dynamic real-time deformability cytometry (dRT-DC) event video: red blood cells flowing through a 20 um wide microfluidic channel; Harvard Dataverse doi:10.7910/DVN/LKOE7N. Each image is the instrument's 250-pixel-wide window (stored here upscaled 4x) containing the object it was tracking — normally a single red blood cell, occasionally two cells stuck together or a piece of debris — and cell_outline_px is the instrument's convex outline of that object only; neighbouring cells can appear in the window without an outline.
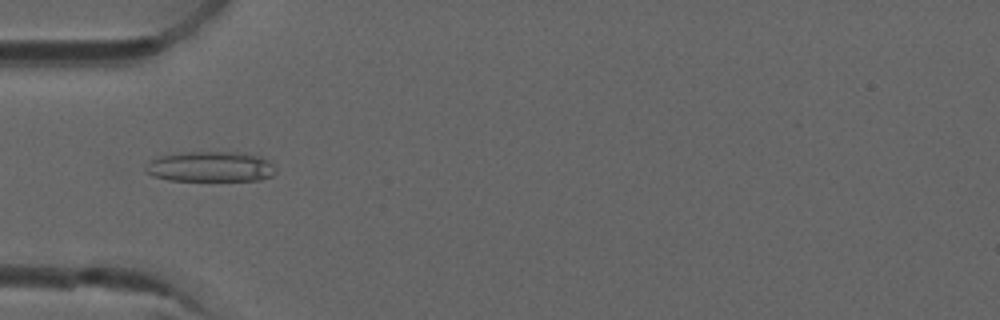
{"species": "common noctule bat (a hibernating species)", "species_latin": "Nyctalus noctula", "temperature_condition": "room temperature", "stored_images_in_passage": 7, "camera_frame_rate_fps": 3000, "um_per_image_px": 0.085, "animal": {"sex": "male", "forearm_length_mm": 52.5}, "frame": {"image": 1, "passage_image": 4, "time_ms": 1.0, "image_size_px": [1000, 320], "cell_outline_px": [[276, 172], [272, 176], [260, 180], [168, 180], [152, 176], [144, 172], [144, 168], [156, 156], [188, 152], [244, 152], [260, 156], [268, 160], [276, 168]], "centroid_in_image_um": [17.9, 14.16], "position_along_channel_um": 67.1, "area_um2": 23.18}}
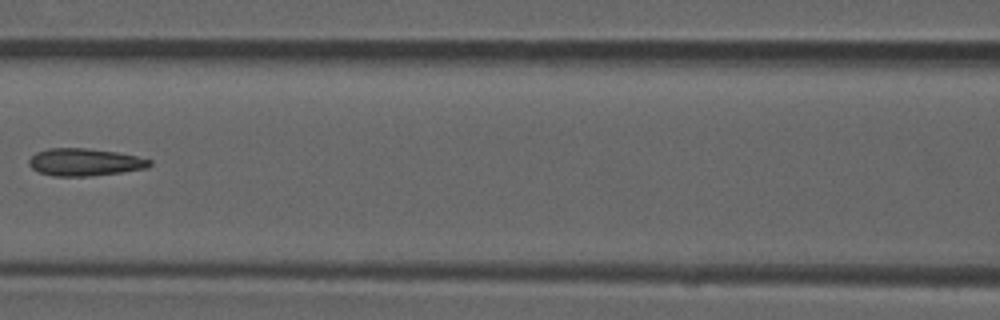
{"frame": {"image": 2, "passage_image": 6, "time_ms": 1.667, "image_size_px": [1000, 320], "cell_outline_px": [[152, 164], [148, 168], [92, 176], [52, 176], [40, 172], [32, 168], [28, 164], [28, 160], [36, 152], [48, 148], [88, 148], [116, 152], [136, 156], [152, 160]], "centroid_in_image_um": [7.2, 13.78], "position_along_channel_um": 159.4, "area_um2": 19.31}}
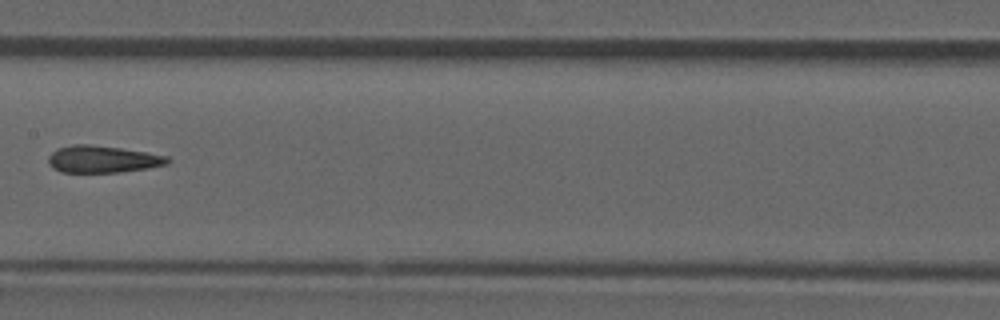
{"frame": {"image": 3, "passage_image": 7, "time_ms": 2.0, "image_size_px": [1000, 320], "cell_outline_px": [[172, 160], [168, 164], [148, 168], [120, 172], [60, 172], [52, 168], [48, 164], [48, 156], [56, 148], [72, 144], [88, 144], [120, 148], [168, 156]], "centroid_in_image_um": [8.69, 13.53], "position_along_channel_um": 198.7, "area_um2": 18.9}}